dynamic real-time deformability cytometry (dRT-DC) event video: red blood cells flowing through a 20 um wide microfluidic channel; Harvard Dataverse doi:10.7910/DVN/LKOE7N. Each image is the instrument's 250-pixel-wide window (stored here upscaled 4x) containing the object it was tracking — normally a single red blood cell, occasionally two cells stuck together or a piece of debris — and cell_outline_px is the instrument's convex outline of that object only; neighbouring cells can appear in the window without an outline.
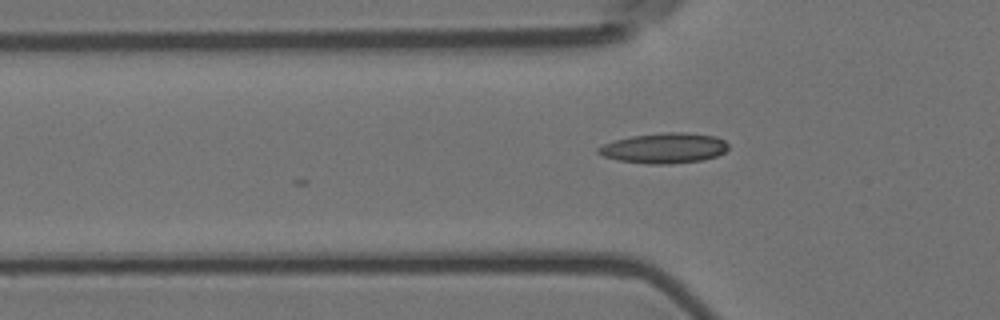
{"species": "Egyptian fruit bat (a non-hibernating species)", "species_latin": "Rousettus aegyptiacus", "temperature_condition": "room temperature", "stored_images_in_passage": 5, "camera_frame_rate_fps": 3000, "um_per_image_px": 0.085, "animal": {"sex": "female"}, "frame": {"image": 1, "passage_image": 5, "time_ms": 1.333, "image_size_px": [1000, 320], "cell_outline_px": [[728, 148], [724, 152], [716, 156], [704, 160], [668, 164], [648, 164], [616, 160], [604, 156], [596, 152], [596, 148], [604, 144], [616, 140], [632, 136], [664, 132], [684, 132], [716, 136], [724, 140], [728, 144]], "centroid_in_image_um": [56.46, 12.59], "position_along_channel_um": 69.3, "area_um2": 23.0}}